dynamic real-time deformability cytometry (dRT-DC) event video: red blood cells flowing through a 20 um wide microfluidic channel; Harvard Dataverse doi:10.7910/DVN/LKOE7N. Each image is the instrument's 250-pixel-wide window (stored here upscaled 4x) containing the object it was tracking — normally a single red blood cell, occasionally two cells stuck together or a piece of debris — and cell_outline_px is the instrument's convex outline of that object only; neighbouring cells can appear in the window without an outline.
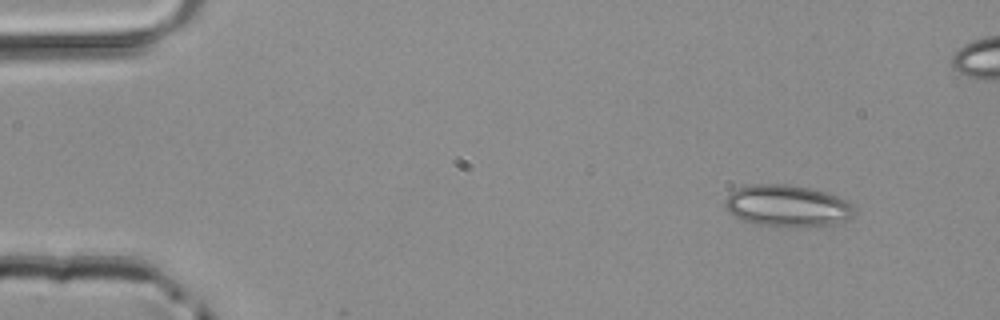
{"species": "common noctule bat (a hibernating species)", "species_latin": "Nyctalus noctula", "temperature_condition": "room temperature", "stored_images_in_passage": 43, "camera_frame_rate_fps": 3000, "um_per_image_px": 0.085, "animal": {"sex": "male", "body_mass_g": 20.4}, "frame": {"image": 1, "passage_image": 1, "time_ms": 0.0, "image_size_px": [1000, 320], "cell_outline_px": [[852, 216], [848, 220], [836, 224], [788, 228], [780, 228], [756, 224], [740, 220], [732, 216], [724, 208], [724, 204], [728, 196], [736, 188], [748, 184], [792, 184], [824, 192], [848, 200], [852, 204]], "centroid_in_image_um": [66.87, 17.52], "position_along_channel_um": 18.1, "area_um2": 32.02}}
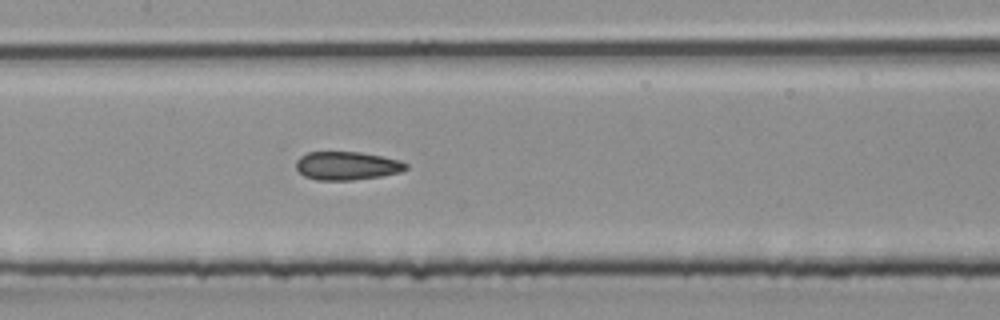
{"frame": {"image": 2, "passage_image": 20, "time_ms": 6.333, "image_size_px": [1000, 320], "cell_outline_px": [[408, 168], [400, 172], [380, 176], [352, 180], [316, 180], [304, 176], [296, 168], [296, 160], [300, 156], [308, 152], [360, 152], [400, 160], [408, 164]], "centroid_in_image_um": [29.48, 14.09], "position_along_channel_um": 177.9, "area_um2": 18.15}}
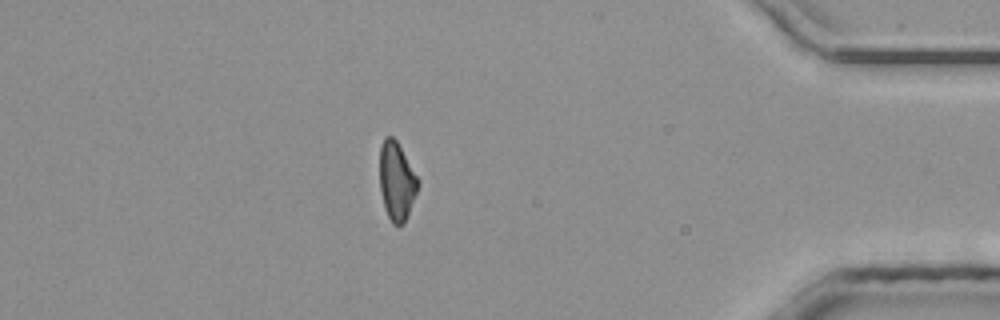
{"frame": {"image": 3, "passage_image": 39, "time_ms": 12.667, "image_size_px": [1000, 320], "cell_outline_px": [[420, 184], [404, 224], [392, 224], [384, 208], [380, 188], [380, 144], [384, 136], [392, 136], [396, 140], [420, 180]], "centroid_in_image_um": [33.72, 15.38], "position_along_channel_um": 401.5, "area_um2": 17.57}}